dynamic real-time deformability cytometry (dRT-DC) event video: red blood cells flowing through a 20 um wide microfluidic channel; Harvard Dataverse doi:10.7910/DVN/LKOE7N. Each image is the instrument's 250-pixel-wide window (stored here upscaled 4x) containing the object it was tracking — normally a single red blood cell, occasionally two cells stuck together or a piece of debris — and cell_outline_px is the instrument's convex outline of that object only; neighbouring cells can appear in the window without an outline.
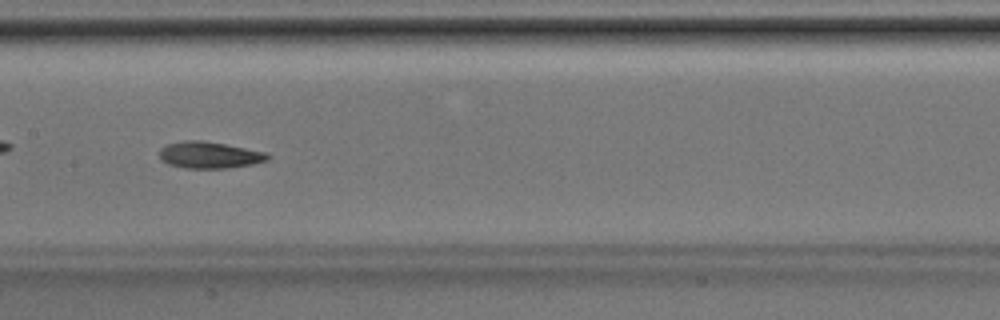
{"species": "Egyptian fruit bat (a non-hibernating species)", "species_latin": "Rousettus aegyptiacus", "temperature_condition": "room temperature", "stored_images_in_passage": 29, "camera_frame_rate_fps": 3000, "um_per_image_px": 0.085, "animal": {"sex": "male"}, "frame": {"image": 1, "passage_image": 9, "time_ms": 2.667, "image_size_px": [1000, 320], "cell_outline_px": [[272, 156], [268, 160], [252, 164], [228, 168], [184, 168], [168, 164], [160, 160], [160, 148], [164, 144], [184, 140], [200, 140], [224, 144], [264, 152]], "centroid_in_image_um": [17.75, 13.17], "position_along_channel_um": 189.6, "area_um2": 16.82}}